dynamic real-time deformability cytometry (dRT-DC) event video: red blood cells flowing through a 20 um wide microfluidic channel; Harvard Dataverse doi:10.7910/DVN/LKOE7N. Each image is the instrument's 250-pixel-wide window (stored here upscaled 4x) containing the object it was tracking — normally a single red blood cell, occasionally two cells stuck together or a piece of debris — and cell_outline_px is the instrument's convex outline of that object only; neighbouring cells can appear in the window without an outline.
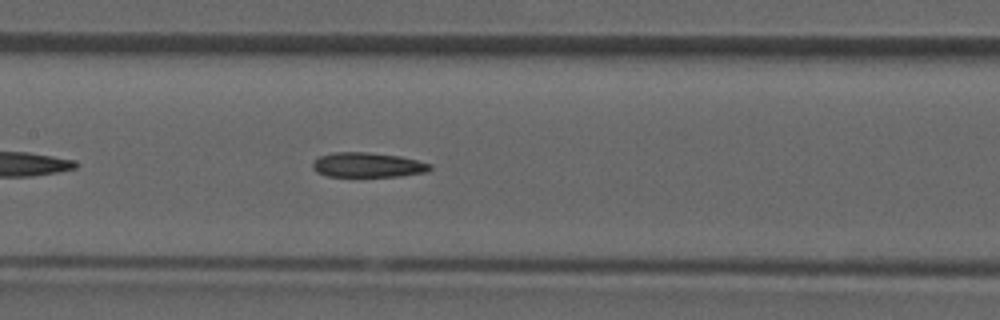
{"species": "common noctule bat (a hibernating species)", "species_latin": "Nyctalus noctula", "temperature_condition": "room temperature", "stored_images_in_passage": 25, "camera_frame_rate_fps": 3000, "um_per_image_px": 0.085, "animal": {"sex": "male", "forearm_length_mm": 52.5}, "frame": {"image": 1, "passage_image": 11, "time_ms": 3.333, "image_size_px": [1000, 320], "cell_outline_px": [[432, 168], [428, 172], [400, 176], [328, 176], [316, 172], [312, 168], [312, 164], [320, 156], [332, 152], [368, 152], [400, 156], [432, 164]], "centroid_in_image_um": [31.27, 14.02], "position_along_channel_um": 176.1, "area_um2": 16.94}}